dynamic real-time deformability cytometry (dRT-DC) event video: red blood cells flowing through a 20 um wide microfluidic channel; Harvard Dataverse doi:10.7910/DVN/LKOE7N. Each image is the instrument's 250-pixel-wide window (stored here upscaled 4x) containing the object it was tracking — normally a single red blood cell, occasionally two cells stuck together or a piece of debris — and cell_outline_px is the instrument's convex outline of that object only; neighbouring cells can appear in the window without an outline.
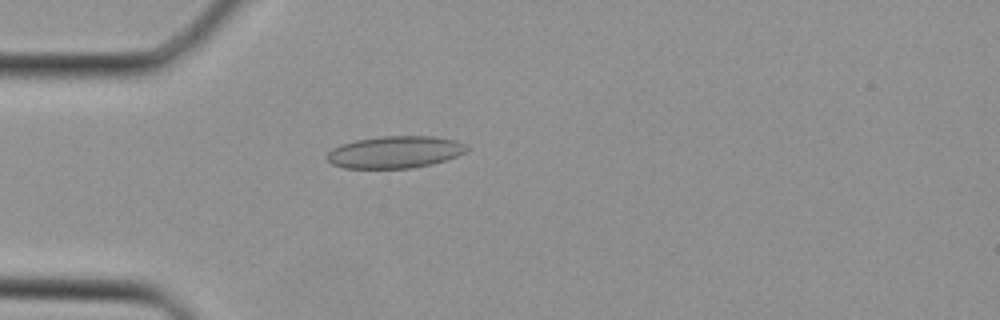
{"species": "Egyptian fruit bat (a non-hibernating species)", "species_latin": "Rousettus aegyptiacus", "temperature_condition": "cold", "stored_images_in_passage": 21, "camera_frame_rate_fps": 3000, "um_per_image_px": 0.085, "animal": {"sex": "female"}, "frame": {"image": 1, "passage_image": 1, "time_ms": 0.0, "image_size_px": [1000, 320], "cell_outline_px": [[468, 148], [464, 152], [456, 156], [432, 164], [412, 168], [344, 168], [332, 164], [328, 160], [328, 152], [332, 148], [340, 144], [356, 140], [380, 136], [432, 136], [456, 140], [464, 144]], "centroid_in_image_um": [33.55, 12.92], "position_along_channel_um": 51.5, "area_um2": 26.01}}
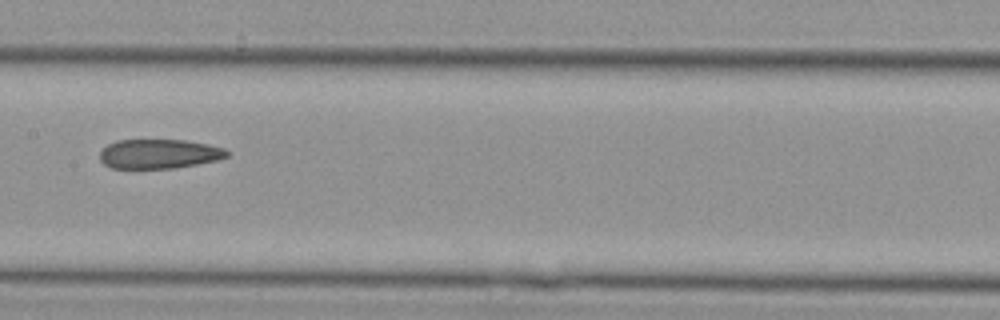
{"frame": {"image": 2, "passage_image": 9, "time_ms": 2.667, "image_size_px": [1000, 320], "cell_outline_px": [[228, 156], [216, 160], [176, 168], [112, 168], [104, 164], [100, 160], [100, 152], [108, 144], [116, 140], [184, 140], [208, 144], [224, 148], [228, 152]], "centroid_in_image_um": [13.51, 13.08], "position_along_channel_um": 193.9, "area_um2": 21.68}}
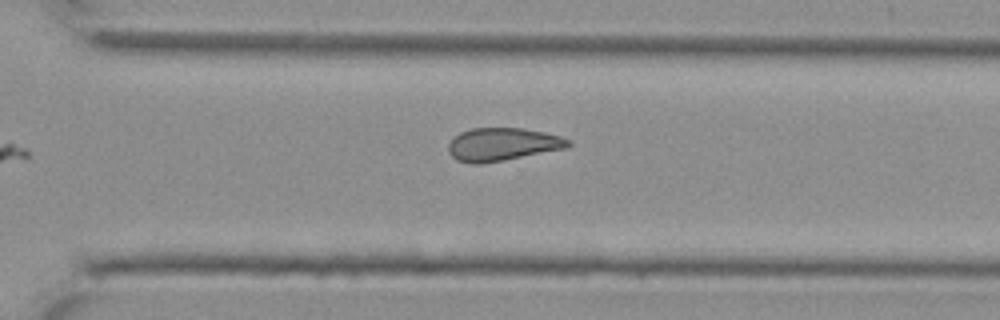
{"frame": {"image": 3, "passage_image": 16, "time_ms": 5.0, "image_size_px": [1000, 320], "cell_outline_px": [[572, 144], [568, 148], [504, 160], [480, 164], [472, 164], [456, 160], [448, 152], [448, 144], [460, 132], [472, 128], [520, 128], [544, 132], [560, 136], [572, 140]], "centroid_in_image_um": [42.73, 12.27], "position_along_channel_um": 327.9, "area_um2": 23.12}}